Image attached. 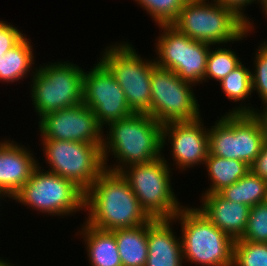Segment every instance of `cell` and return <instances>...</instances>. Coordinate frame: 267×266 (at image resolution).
I'll use <instances>...</instances> for the list:
<instances>
[{"mask_svg":"<svg viewBox=\"0 0 267 266\" xmlns=\"http://www.w3.org/2000/svg\"><path fill=\"white\" fill-rule=\"evenodd\" d=\"M85 223L99 230L133 228L153 218L141 206L121 172L104 169L85 192Z\"/></svg>","mask_w":267,"mask_h":266,"instance_id":"obj_1","label":"cell"},{"mask_svg":"<svg viewBox=\"0 0 267 266\" xmlns=\"http://www.w3.org/2000/svg\"><path fill=\"white\" fill-rule=\"evenodd\" d=\"M105 128L109 131L103 135L102 156L107 170L121 172L130 165L148 163L163 156V125L147 113H133L110 122ZM110 154L117 164L108 165Z\"/></svg>","mask_w":267,"mask_h":266,"instance_id":"obj_2","label":"cell"},{"mask_svg":"<svg viewBox=\"0 0 267 266\" xmlns=\"http://www.w3.org/2000/svg\"><path fill=\"white\" fill-rule=\"evenodd\" d=\"M171 25L193 40L224 47L242 41L252 30L232 10L214 0H187Z\"/></svg>","mask_w":267,"mask_h":266,"instance_id":"obj_3","label":"cell"},{"mask_svg":"<svg viewBox=\"0 0 267 266\" xmlns=\"http://www.w3.org/2000/svg\"><path fill=\"white\" fill-rule=\"evenodd\" d=\"M181 225L183 260L200 266H233L234 240L195 206H184L173 218Z\"/></svg>","mask_w":267,"mask_h":266,"instance_id":"obj_4","label":"cell"},{"mask_svg":"<svg viewBox=\"0 0 267 266\" xmlns=\"http://www.w3.org/2000/svg\"><path fill=\"white\" fill-rule=\"evenodd\" d=\"M83 74L84 69L70 60L39 65L30 79L31 104L38 118L82 104Z\"/></svg>","mask_w":267,"mask_h":266,"instance_id":"obj_5","label":"cell"},{"mask_svg":"<svg viewBox=\"0 0 267 266\" xmlns=\"http://www.w3.org/2000/svg\"><path fill=\"white\" fill-rule=\"evenodd\" d=\"M208 128L209 154L251 166L266 140L257 113H226Z\"/></svg>","mask_w":267,"mask_h":266,"instance_id":"obj_6","label":"cell"},{"mask_svg":"<svg viewBox=\"0 0 267 266\" xmlns=\"http://www.w3.org/2000/svg\"><path fill=\"white\" fill-rule=\"evenodd\" d=\"M131 44L122 41L108 45L98 59L123 89L130 109L151 116V73L156 63L154 58H141Z\"/></svg>","mask_w":267,"mask_h":266,"instance_id":"obj_7","label":"cell"},{"mask_svg":"<svg viewBox=\"0 0 267 266\" xmlns=\"http://www.w3.org/2000/svg\"><path fill=\"white\" fill-rule=\"evenodd\" d=\"M166 159L162 156L121 171L141 206L154 219H172L184 207L173 191L172 168Z\"/></svg>","mask_w":267,"mask_h":266,"instance_id":"obj_8","label":"cell"},{"mask_svg":"<svg viewBox=\"0 0 267 266\" xmlns=\"http://www.w3.org/2000/svg\"><path fill=\"white\" fill-rule=\"evenodd\" d=\"M85 192L74 182L50 173L38 162L28 181L11 199L48 216H70L84 211Z\"/></svg>","mask_w":267,"mask_h":266,"instance_id":"obj_9","label":"cell"},{"mask_svg":"<svg viewBox=\"0 0 267 266\" xmlns=\"http://www.w3.org/2000/svg\"><path fill=\"white\" fill-rule=\"evenodd\" d=\"M42 151L49 168L54 173L74 182L86 192L105 169L103 144L41 139Z\"/></svg>","mask_w":267,"mask_h":266,"instance_id":"obj_10","label":"cell"},{"mask_svg":"<svg viewBox=\"0 0 267 266\" xmlns=\"http://www.w3.org/2000/svg\"><path fill=\"white\" fill-rule=\"evenodd\" d=\"M158 27L161 31L155 39L156 65L173 71L195 86L203 84L208 54L213 46L189 38L173 25Z\"/></svg>","mask_w":267,"mask_h":266,"instance_id":"obj_11","label":"cell"},{"mask_svg":"<svg viewBox=\"0 0 267 266\" xmlns=\"http://www.w3.org/2000/svg\"><path fill=\"white\" fill-rule=\"evenodd\" d=\"M195 86L155 65L151 73V117L160 124L196 120L201 116Z\"/></svg>","mask_w":267,"mask_h":266,"instance_id":"obj_12","label":"cell"},{"mask_svg":"<svg viewBox=\"0 0 267 266\" xmlns=\"http://www.w3.org/2000/svg\"><path fill=\"white\" fill-rule=\"evenodd\" d=\"M90 71L83 74V104L95 114L104 128L110 122L125 119L134 112L127 104L123 89L110 70L98 59Z\"/></svg>","mask_w":267,"mask_h":266,"instance_id":"obj_13","label":"cell"},{"mask_svg":"<svg viewBox=\"0 0 267 266\" xmlns=\"http://www.w3.org/2000/svg\"><path fill=\"white\" fill-rule=\"evenodd\" d=\"M38 125L41 139L103 144L105 128L83 103L48 113L39 119Z\"/></svg>","mask_w":267,"mask_h":266,"instance_id":"obj_14","label":"cell"},{"mask_svg":"<svg viewBox=\"0 0 267 266\" xmlns=\"http://www.w3.org/2000/svg\"><path fill=\"white\" fill-rule=\"evenodd\" d=\"M207 127L204 126L201 116L192 121L170 122L163 125L162 148L167 143L171 144L173 166L176 165L180 171L198 165L204 166L209 153Z\"/></svg>","mask_w":267,"mask_h":266,"instance_id":"obj_15","label":"cell"},{"mask_svg":"<svg viewBox=\"0 0 267 266\" xmlns=\"http://www.w3.org/2000/svg\"><path fill=\"white\" fill-rule=\"evenodd\" d=\"M0 140V192L12 199L38 167V159L25 145Z\"/></svg>","mask_w":267,"mask_h":266,"instance_id":"obj_16","label":"cell"},{"mask_svg":"<svg viewBox=\"0 0 267 266\" xmlns=\"http://www.w3.org/2000/svg\"><path fill=\"white\" fill-rule=\"evenodd\" d=\"M199 211L234 241L241 238L248 222L250 207L231 202L219 193H202Z\"/></svg>","mask_w":267,"mask_h":266,"instance_id":"obj_17","label":"cell"},{"mask_svg":"<svg viewBox=\"0 0 267 266\" xmlns=\"http://www.w3.org/2000/svg\"><path fill=\"white\" fill-rule=\"evenodd\" d=\"M172 219H152L147 223L146 266H183L181 237L176 236ZM173 228V229H172Z\"/></svg>","mask_w":267,"mask_h":266,"instance_id":"obj_18","label":"cell"},{"mask_svg":"<svg viewBox=\"0 0 267 266\" xmlns=\"http://www.w3.org/2000/svg\"><path fill=\"white\" fill-rule=\"evenodd\" d=\"M80 230V231H79ZM78 230L83 237L91 266H122L115 235L83 223Z\"/></svg>","mask_w":267,"mask_h":266,"instance_id":"obj_19","label":"cell"},{"mask_svg":"<svg viewBox=\"0 0 267 266\" xmlns=\"http://www.w3.org/2000/svg\"><path fill=\"white\" fill-rule=\"evenodd\" d=\"M26 36L4 56H0V82L14 83L28 77L30 73V78L34 75L38 66L35 68L33 65L35 64L33 45Z\"/></svg>","mask_w":267,"mask_h":266,"instance_id":"obj_20","label":"cell"},{"mask_svg":"<svg viewBox=\"0 0 267 266\" xmlns=\"http://www.w3.org/2000/svg\"><path fill=\"white\" fill-rule=\"evenodd\" d=\"M111 232L116 238L122 266H146L148 257L147 223Z\"/></svg>","mask_w":267,"mask_h":266,"instance_id":"obj_21","label":"cell"},{"mask_svg":"<svg viewBox=\"0 0 267 266\" xmlns=\"http://www.w3.org/2000/svg\"><path fill=\"white\" fill-rule=\"evenodd\" d=\"M204 165L211 183L203 193H218L250 171V166L241 160L225 159L209 153Z\"/></svg>","mask_w":267,"mask_h":266,"instance_id":"obj_22","label":"cell"},{"mask_svg":"<svg viewBox=\"0 0 267 266\" xmlns=\"http://www.w3.org/2000/svg\"><path fill=\"white\" fill-rule=\"evenodd\" d=\"M267 181L255 175L251 170L231 186L223 188L218 193L225 199L248 205L249 207L263 203L266 194Z\"/></svg>","mask_w":267,"mask_h":266,"instance_id":"obj_23","label":"cell"},{"mask_svg":"<svg viewBox=\"0 0 267 266\" xmlns=\"http://www.w3.org/2000/svg\"><path fill=\"white\" fill-rule=\"evenodd\" d=\"M210 48L205 71L204 82L207 80L222 81L230 72H232L242 61L231 48L219 47ZM215 49V50H214Z\"/></svg>","mask_w":267,"mask_h":266,"instance_id":"obj_24","label":"cell"},{"mask_svg":"<svg viewBox=\"0 0 267 266\" xmlns=\"http://www.w3.org/2000/svg\"><path fill=\"white\" fill-rule=\"evenodd\" d=\"M251 71L242 62L230 72L219 85L225 97L234 102H240L252 97Z\"/></svg>","mask_w":267,"mask_h":266,"instance_id":"obj_25","label":"cell"},{"mask_svg":"<svg viewBox=\"0 0 267 266\" xmlns=\"http://www.w3.org/2000/svg\"><path fill=\"white\" fill-rule=\"evenodd\" d=\"M157 25H171L187 0H134Z\"/></svg>","mask_w":267,"mask_h":266,"instance_id":"obj_26","label":"cell"},{"mask_svg":"<svg viewBox=\"0 0 267 266\" xmlns=\"http://www.w3.org/2000/svg\"><path fill=\"white\" fill-rule=\"evenodd\" d=\"M233 266H267V243L236 240Z\"/></svg>","mask_w":267,"mask_h":266,"instance_id":"obj_27","label":"cell"},{"mask_svg":"<svg viewBox=\"0 0 267 266\" xmlns=\"http://www.w3.org/2000/svg\"><path fill=\"white\" fill-rule=\"evenodd\" d=\"M240 239L267 243V205L260 203L250 207L247 226Z\"/></svg>","mask_w":267,"mask_h":266,"instance_id":"obj_28","label":"cell"},{"mask_svg":"<svg viewBox=\"0 0 267 266\" xmlns=\"http://www.w3.org/2000/svg\"><path fill=\"white\" fill-rule=\"evenodd\" d=\"M254 56V72L251 71L252 91L256 92L263 102V107L267 106V40L262 42L256 49Z\"/></svg>","mask_w":267,"mask_h":266,"instance_id":"obj_29","label":"cell"},{"mask_svg":"<svg viewBox=\"0 0 267 266\" xmlns=\"http://www.w3.org/2000/svg\"><path fill=\"white\" fill-rule=\"evenodd\" d=\"M25 35L12 23L0 20V56H4Z\"/></svg>","mask_w":267,"mask_h":266,"instance_id":"obj_30","label":"cell"},{"mask_svg":"<svg viewBox=\"0 0 267 266\" xmlns=\"http://www.w3.org/2000/svg\"><path fill=\"white\" fill-rule=\"evenodd\" d=\"M225 8L232 10L238 17H240L249 27L255 30L254 23L245 15L246 6L257 3V0H214ZM253 23V24H252Z\"/></svg>","mask_w":267,"mask_h":266,"instance_id":"obj_31","label":"cell"},{"mask_svg":"<svg viewBox=\"0 0 267 266\" xmlns=\"http://www.w3.org/2000/svg\"><path fill=\"white\" fill-rule=\"evenodd\" d=\"M250 170L267 181V140H265L259 155L250 166Z\"/></svg>","mask_w":267,"mask_h":266,"instance_id":"obj_32","label":"cell"},{"mask_svg":"<svg viewBox=\"0 0 267 266\" xmlns=\"http://www.w3.org/2000/svg\"><path fill=\"white\" fill-rule=\"evenodd\" d=\"M247 105L245 103L244 104L240 103L239 107L238 106L234 107L232 108V110H229V112L225 113H257V115L263 121L265 127L266 140H267V106L262 107L263 109L260 111L259 109L252 107L250 103Z\"/></svg>","mask_w":267,"mask_h":266,"instance_id":"obj_33","label":"cell"},{"mask_svg":"<svg viewBox=\"0 0 267 266\" xmlns=\"http://www.w3.org/2000/svg\"><path fill=\"white\" fill-rule=\"evenodd\" d=\"M257 2L261 5L262 12H264L267 9V0H257Z\"/></svg>","mask_w":267,"mask_h":266,"instance_id":"obj_34","label":"cell"},{"mask_svg":"<svg viewBox=\"0 0 267 266\" xmlns=\"http://www.w3.org/2000/svg\"><path fill=\"white\" fill-rule=\"evenodd\" d=\"M15 264H11L7 260L4 261L2 258H0V266H14Z\"/></svg>","mask_w":267,"mask_h":266,"instance_id":"obj_35","label":"cell"},{"mask_svg":"<svg viewBox=\"0 0 267 266\" xmlns=\"http://www.w3.org/2000/svg\"><path fill=\"white\" fill-rule=\"evenodd\" d=\"M263 203H264L265 205H267V188H266V194H265Z\"/></svg>","mask_w":267,"mask_h":266,"instance_id":"obj_36","label":"cell"},{"mask_svg":"<svg viewBox=\"0 0 267 266\" xmlns=\"http://www.w3.org/2000/svg\"><path fill=\"white\" fill-rule=\"evenodd\" d=\"M3 198H7L2 192H0V201H1V199H3ZM1 203V202H0Z\"/></svg>","mask_w":267,"mask_h":266,"instance_id":"obj_37","label":"cell"},{"mask_svg":"<svg viewBox=\"0 0 267 266\" xmlns=\"http://www.w3.org/2000/svg\"><path fill=\"white\" fill-rule=\"evenodd\" d=\"M263 13H264V16L266 17L265 19H267V9Z\"/></svg>","mask_w":267,"mask_h":266,"instance_id":"obj_38","label":"cell"}]
</instances>
